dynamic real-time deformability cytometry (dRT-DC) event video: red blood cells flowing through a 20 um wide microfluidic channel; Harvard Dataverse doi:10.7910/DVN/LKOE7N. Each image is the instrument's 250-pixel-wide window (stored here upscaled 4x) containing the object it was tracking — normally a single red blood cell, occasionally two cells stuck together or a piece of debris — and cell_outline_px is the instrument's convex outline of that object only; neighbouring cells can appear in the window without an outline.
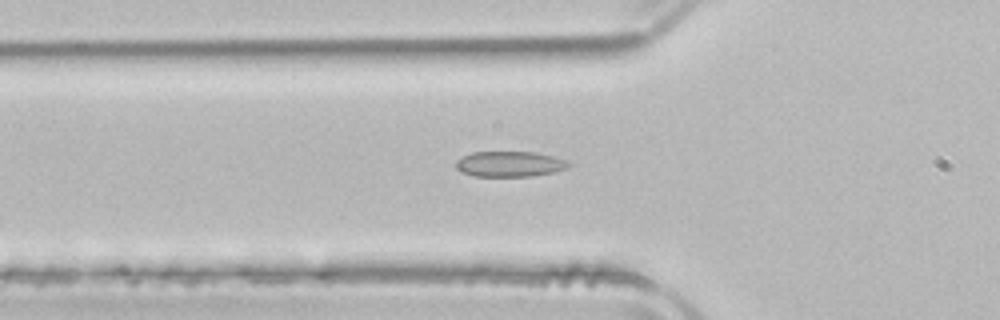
{"species": "common noctule bat (a hibernating species)", "species_latin": "Nyctalus noctula", "temperature_condition": "room temperature", "stored_images_in_passage": 32, "camera_frame_rate_fps": 3000, "um_per_image_px": 0.085, "animal": {"sex": "male", "body_mass_g": 21.5, "forearm_length_mm": 52.0}, "frame": {"image": 1, "passage_image": 2, "time_ms": 0.333, "image_size_px": [1000, 320], "cell_outline_px": [[572, 164], [568, 168], [552, 172], [532, 176], [476, 176], [460, 172], [456, 168], [456, 160], [472, 152], [536, 152], [552, 156], [564, 160]], "centroid_in_image_um": [43.31, 13.94], "position_along_channel_um": 82.5, "area_um2": 16.65}}
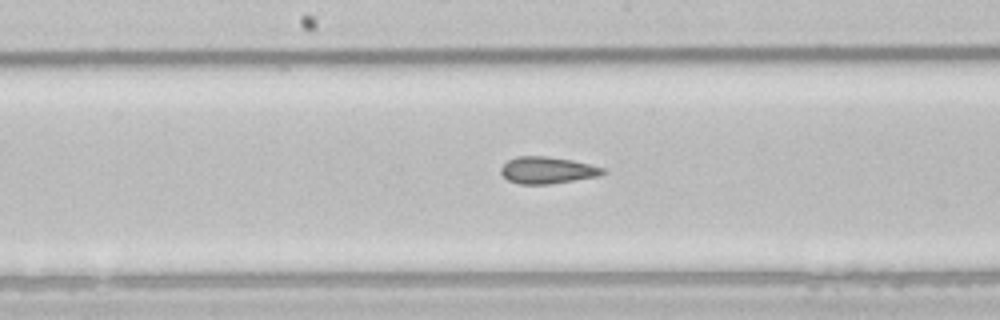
{"frame": {"image": 2, "passage_image": 11, "time_ms": 3.333, "image_size_px": [1000, 320], "cell_outline_px": [[608, 172], [596, 176], [548, 184], [520, 184], [508, 180], [500, 172], [500, 168], [508, 160], [516, 156], [548, 156], [572, 160], [604, 168]], "centroid_in_image_um": [46.49, 14.45], "position_along_channel_um": 201.7, "area_um2": 15.78}}
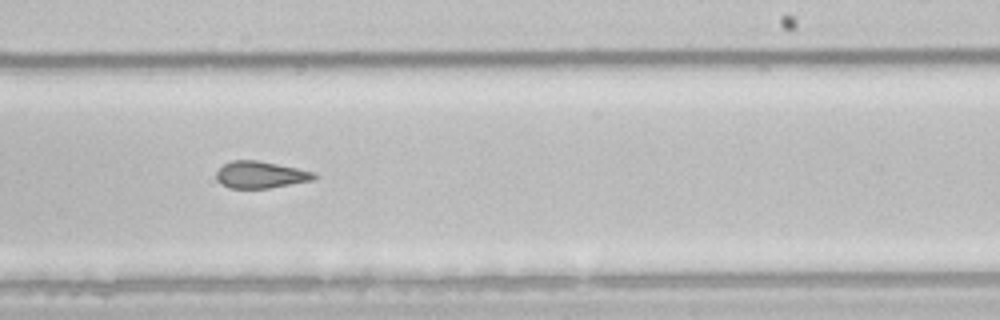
{"frame": {"image": 3, "passage_image": 16, "time_ms": 5.0, "image_size_px": [1000, 320], "cell_outline_px": [[320, 176], [312, 180], [268, 188], [228, 188], [220, 184], [216, 180], [216, 172], [224, 164], [232, 160], [256, 160], [316, 172]], "centroid_in_image_um": [22.13, 14.86], "position_along_channel_um": 266.9, "area_um2": 15.32}, "authors_computed_cell_mechanics": {"area_um2": 16.0395, "velocity_mm_per_s": 3.9473, "shape_relaxation_time_tau1_ms": null, "shape_relaxation_time_tau2_ms": 2.0874, "deformation_change_tau1": null, "deformation_change_tau2": 0.1002}}